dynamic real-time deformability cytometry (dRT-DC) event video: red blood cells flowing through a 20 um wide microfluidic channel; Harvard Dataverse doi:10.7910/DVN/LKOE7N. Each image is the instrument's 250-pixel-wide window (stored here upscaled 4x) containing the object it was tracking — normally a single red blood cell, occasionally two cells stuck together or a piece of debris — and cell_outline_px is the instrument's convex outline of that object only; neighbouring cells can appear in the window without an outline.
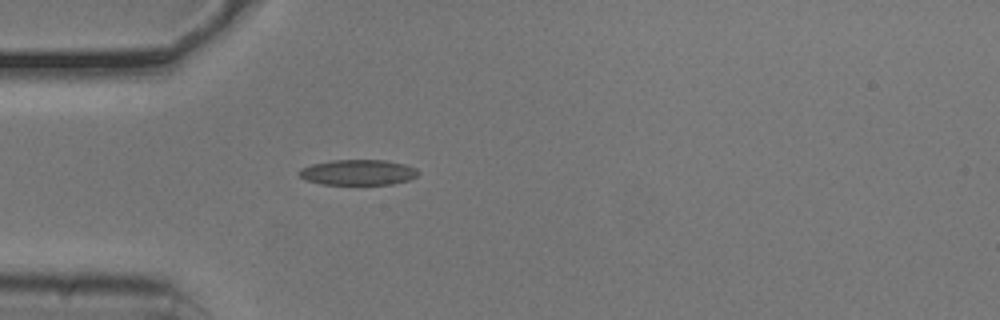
{"species": "common noctule bat (a hibernating species)", "species_latin": "Nyctalus noctula", "temperature_condition": "cold", "stored_images_in_passage": 39, "camera_frame_rate_fps": 3000, "um_per_image_px": 0.085, "animal": {"sex": "male", "body_mass_g": 20.5, "forearm_length_mm": 52.5}, "frame": {"image": 1, "passage_image": 1, "time_ms": 0.0, "image_size_px": [1000, 320], "cell_outline_px": [[420, 172], [416, 176], [408, 180], [392, 184], [324, 184], [308, 180], [300, 176], [296, 172], [300, 168], [312, 164], [332, 160], [384, 160], [404, 164], [416, 168]], "centroid_in_image_um": [30.43, 14.64], "position_along_channel_um": 54.6, "area_um2": 17.57}}
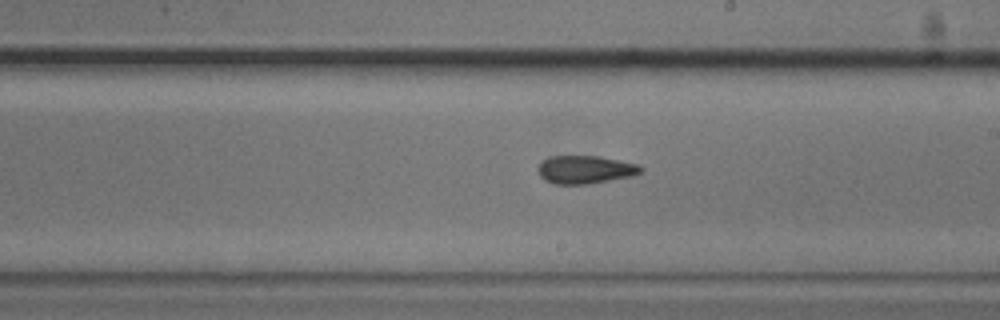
{"frame": {"image": 2, "passage_image": 16, "time_ms": 5.0, "image_size_px": [1000, 320], "cell_outline_px": [[644, 172], [632, 176], [588, 184], [556, 184], [544, 180], [540, 176], [540, 164], [548, 156], [600, 156], [640, 164], [644, 168]], "centroid_in_image_um": [49.82, 14.41], "position_along_channel_um": 239.2, "area_um2": 16.88}}
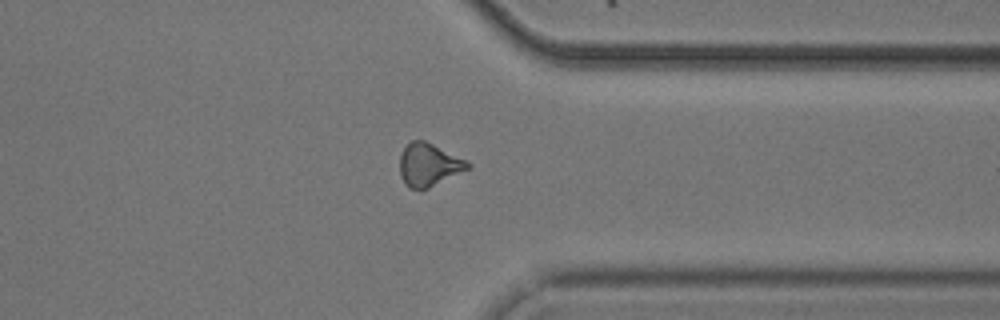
{"frame": {"image": 3, "passage_image": 27, "time_ms": 8.667, "image_size_px": [1000, 320], "cell_outline_px": [[472, 164], [468, 168], [420, 192], [408, 188], [404, 184], [400, 176], [400, 152], [412, 140], [424, 140], [468, 160]], "centroid_in_image_um": [36.41, 14.02], "position_along_channel_um": 375.0, "area_um2": 17.11}, "authors_computed_cell_mechanics": {"area_um2": 16.8198, "velocity_mm_per_s": 3.7969, "shape_relaxation_time_tau1_ms": 8.2622, "shape_relaxation_time_tau2_ms": 2.8123, "deformation_change_tau1": 0.1699, "deformation_change_tau2": 0.0998}}